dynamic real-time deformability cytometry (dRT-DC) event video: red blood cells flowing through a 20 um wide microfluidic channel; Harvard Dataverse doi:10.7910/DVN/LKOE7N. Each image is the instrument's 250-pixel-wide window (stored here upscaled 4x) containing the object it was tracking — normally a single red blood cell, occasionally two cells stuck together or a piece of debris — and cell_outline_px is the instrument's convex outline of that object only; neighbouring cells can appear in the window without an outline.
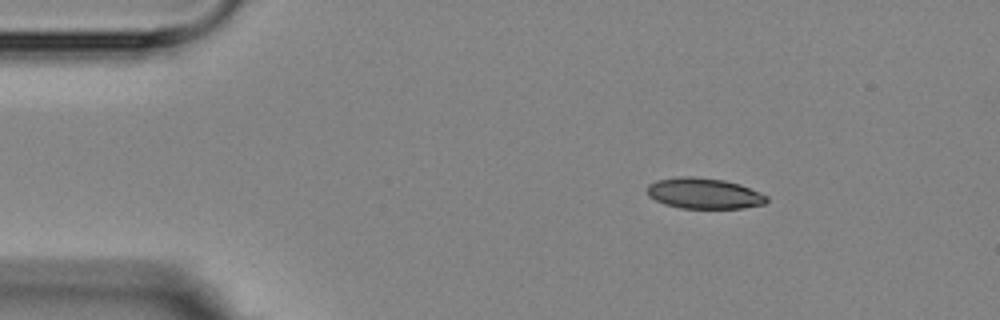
{"species": "Egyptian fruit bat (a non-hibernating species)", "species_latin": "Rousettus aegyptiacus", "temperature_condition": "room temperature", "stored_images_in_passage": 3, "camera_frame_rate_fps": 3000, "um_per_image_px": 0.085, "animal": {"sex": "female"}, "frame": {"image": 1, "passage_image": 1, "time_ms": 0.0, "image_size_px": [1000, 320], "cell_outline_px": [[768, 200], [764, 204], [744, 208], [680, 208], [664, 204], [648, 196], [648, 184], [656, 180], [680, 176], [692, 176], [724, 180], [740, 184], [760, 192], [768, 196]], "centroid_in_image_um": [59.85, 16.43], "position_along_channel_um": 25.2, "area_um2": 21.5}}